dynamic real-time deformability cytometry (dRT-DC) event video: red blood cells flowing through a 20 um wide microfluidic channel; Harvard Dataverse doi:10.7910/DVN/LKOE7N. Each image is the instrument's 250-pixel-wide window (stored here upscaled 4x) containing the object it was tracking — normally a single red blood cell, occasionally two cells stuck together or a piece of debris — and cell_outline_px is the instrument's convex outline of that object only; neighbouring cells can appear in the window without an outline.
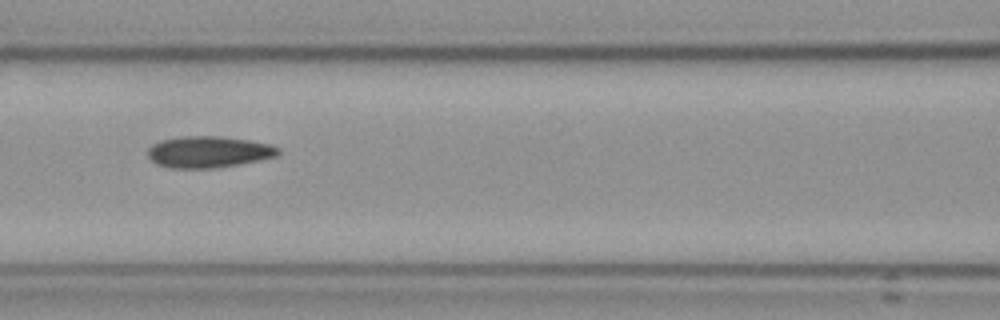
{"species": "Egyptian fruit bat (a non-hibernating species)", "species_latin": "Rousettus aegyptiacus", "temperature_condition": "cold", "stored_images_in_passage": 7, "camera_frame_rate_fps": 3000, "um_per_image_px": 0.085, "frame": {"image": 1, "passage_image": 3, "time_ms": 2.333, "image_size_px": [1000, 320], "cell_outline_px": [[280, 152], [276, 156], [236, 164], [212, 168], [172, 168], [160, 164], [152, 160], [148, 156], [148, 148], [152, 144], [160, 140], [184, 136], [216, 136], [248, 140], [268, 144], [280, 148]], "centroid_in_image_um": [17.7, 12.9], "position_along_channel_um": 148.9, "area_um2": 23.47}}
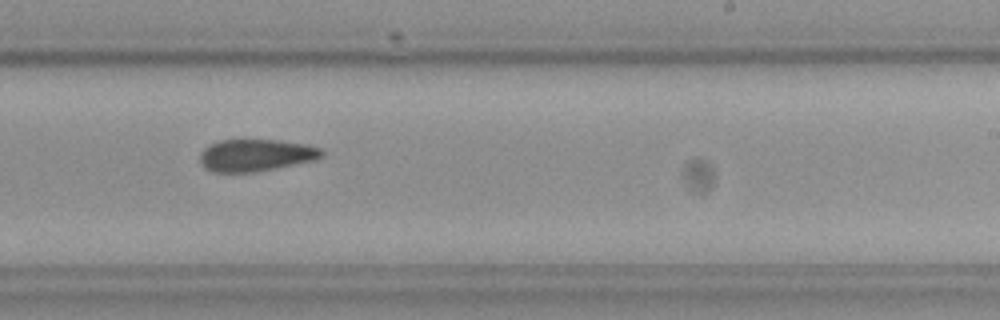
{"frame": {"image": 2, "passage_image": 6, "time_ms": 5.667, "image_size_px": [1000, 320], "cell_outline_px": [[324, 156], [312, 160], [256, 172], [212, 172], [204, 168], [200, 160], [200, 152], [208, 144], [220, 140], [244, 136], [276, 140], [304, 144], [320, 148], [324, 152]], "centroid_in_image_um": [21.67, 13.14], "position_along_channel_um": 267.3, "area_um2": 23.47}}